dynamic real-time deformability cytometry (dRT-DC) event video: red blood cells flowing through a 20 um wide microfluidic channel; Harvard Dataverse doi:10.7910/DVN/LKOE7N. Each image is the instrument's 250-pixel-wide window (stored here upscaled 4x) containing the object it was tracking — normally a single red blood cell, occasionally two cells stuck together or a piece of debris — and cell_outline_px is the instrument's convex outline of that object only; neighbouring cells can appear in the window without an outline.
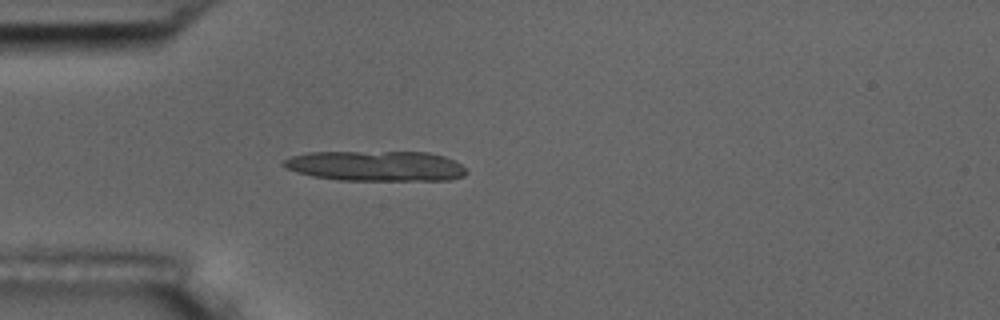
{"species": "common noctule bat (a hibernating species)", "species_latin": "Nyctalus noctula", "temperature_condition": "room temperature", "stored_images_in_passage": 1, "camera_frame_rate_fps": 3000, "um_per_image_px": 0.085, "animal": {"sex": "male", "body_mass_g": 17.5, "forearm_length_mm": 52.3}, "frame": {"image": 1, "passage_image": 1, "time_ms": 0.0, "image_size_px": [1000, 320], "cell_outline_px": [[468, 172], [464, 176], [452, 180], [336, 180], [312, 176], [296, 172], [280, 164], [284, 160], [292, 156], [308, 152], [428, 152], [444, 156], [456, 160], [468, 168]], "centroid_in_image_um": [32.01, 14.11], "position_along_channel_um": 53.0, "area_um2": 32.6}}